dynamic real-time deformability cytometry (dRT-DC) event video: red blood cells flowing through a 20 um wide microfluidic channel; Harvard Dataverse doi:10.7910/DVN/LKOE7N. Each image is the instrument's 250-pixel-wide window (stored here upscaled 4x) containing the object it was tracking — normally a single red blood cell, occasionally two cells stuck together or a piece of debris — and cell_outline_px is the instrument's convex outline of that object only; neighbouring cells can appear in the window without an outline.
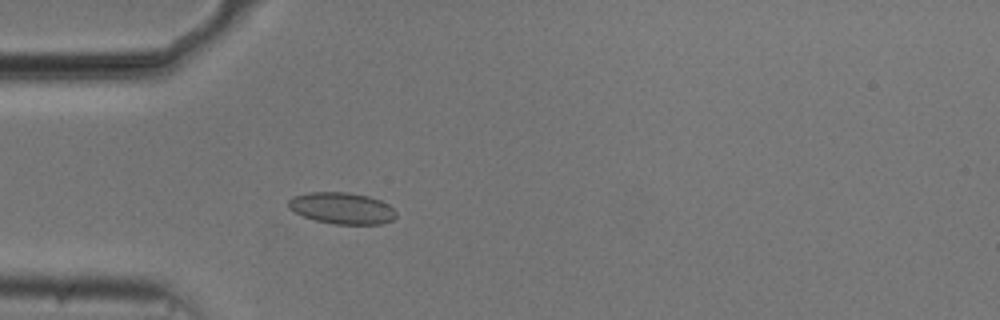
{"species": "common noctule bat (a hibernating species)", "species_latin": "Nyctalus noctula", "temperature_condition": "cold", "stored_images_in_passage": 43, "camera_frame_rate_fps": 3000, "um_per_image_px": 0.085, "animal": {"sex": "male", "body_mass_g": 20.5, "forearm_length_mm": 52.5}, "frame": {"image": 1, "passage_image": 7, "time_ms": 2.0, "image_size_px": [1000, 320], "cell_outline_px": [[396, 216], [392, 220], [380, 224], [336, 224], [316, 220], [304, 216], [288, 208], [288, 200], [292, 196], [308, 192], [348, 192], [368, 196], [380, 200], [388, 204], [396, 212]], "centroid_in_image_um": [29.05, 17.68], "position_along_channel_um": 55.9, "area_um2": 19.71}}
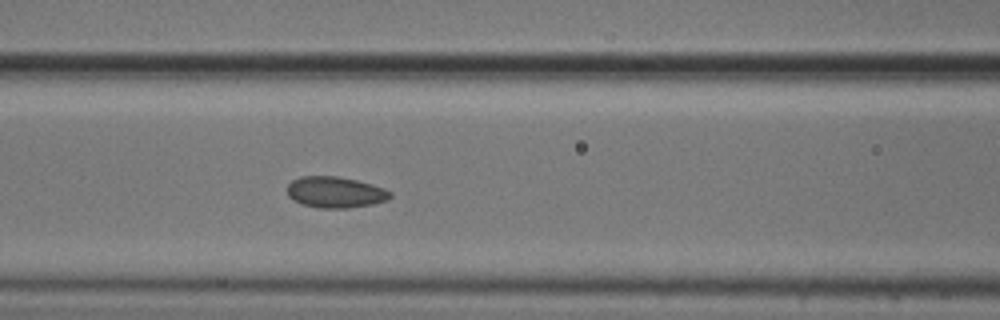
{"frame": {"image": 2, "passage_image": 14, "time_ms": 4.333, "image_size_px": [1000, 320], "cell_outline_px": [[392, 196], [388, 200], [372, 204], [348, 208], [320, 208], [300, 204], [292, 200], [288, 196], [288, 184], [292, 180], [300, 176], [336, 176], [356, 180], [372, 184], [384, 188], [392, 192]], "centroid_in_image_um": [28.49, 16.34], "position_along_channel_um": 138.1, "area_um2": 18.84}}
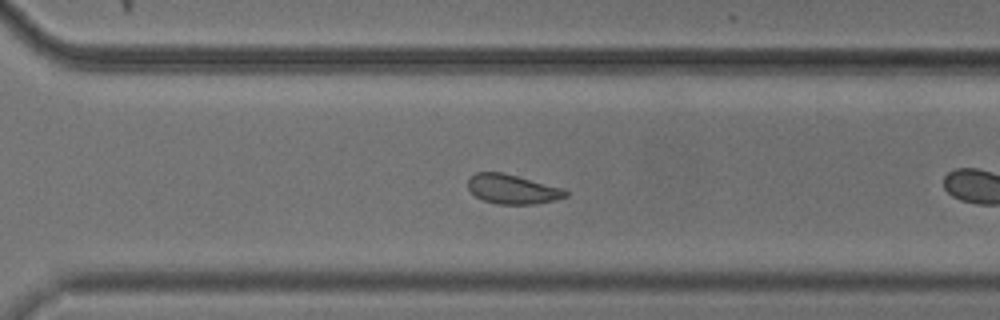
{"frame": {"image": 3, "passage_image": 26, "time_ms": 8.333, "image_size_px": [1000, 320], "cell_outline_px": [[568, 196], [556, 200], [536, 204], [496, 204], [484, 200], [476, 196], [468, 188], [468, 176], [476, 172], [504, 172], [564, 188], [568, 192]], "centroid_in_image_um": [43.57, 16.07], "position_along_channel_um": 327.0, "area_um2": 16.99}, "authors_computed_cell_mechanics": {"area_um2": 18.496, "velocity_mm_per_s": 3.7464, "shape_relaxation_time_tau1_ms": 0.6496, "shape_relaxation_time_tau2_ms": 2.2121, "deformation_change_tau1": 0.0267, "deformation_change_tau2": 0.0837}}